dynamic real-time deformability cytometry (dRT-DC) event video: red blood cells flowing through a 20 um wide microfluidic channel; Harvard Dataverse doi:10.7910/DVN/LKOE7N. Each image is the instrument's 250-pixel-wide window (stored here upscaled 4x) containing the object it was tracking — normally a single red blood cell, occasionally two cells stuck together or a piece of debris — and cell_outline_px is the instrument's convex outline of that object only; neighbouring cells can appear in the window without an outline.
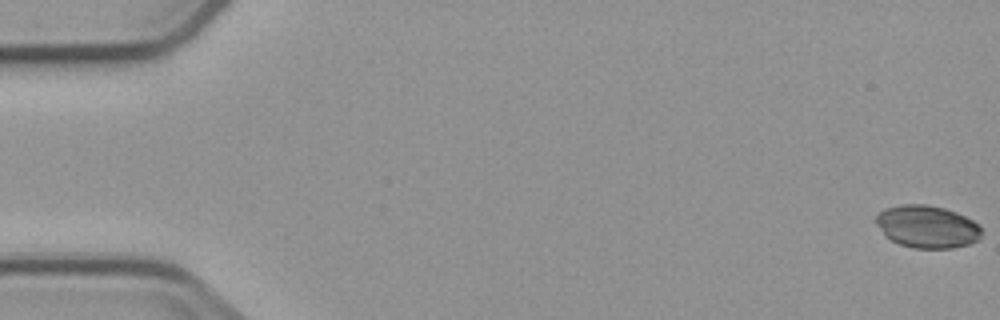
{"species": "common noctule bat (a hibernating species)", "species_latin": "Nyctalus noctula", "temperature_condition": "cold", "stored_images_in_passage": 5, "camera_frame_rate_fps": 3000, "um_per_image_px": 0.085, "animal": {"sex": "male", "body_mass_g": 23.1, "forearm_length_mm": 52.7}, "frame": {"image": 1, "passage_image": 1, "time_ms": 0.0, "image_size_px": [1000, 320], "cell_outline_px": [[980, 240], [968, 244], [952, 248], [912, 248], [900, 244], [884, 236], [876, 224], [876, 216], [884, 208], [900, 204], [928, 204], [944, 208], [956, 212], [980, 224]], "centroid_in_image_um": [78.79, 19.26], "position_along_channel_um": 6.2, "area_um2": 26.3}}
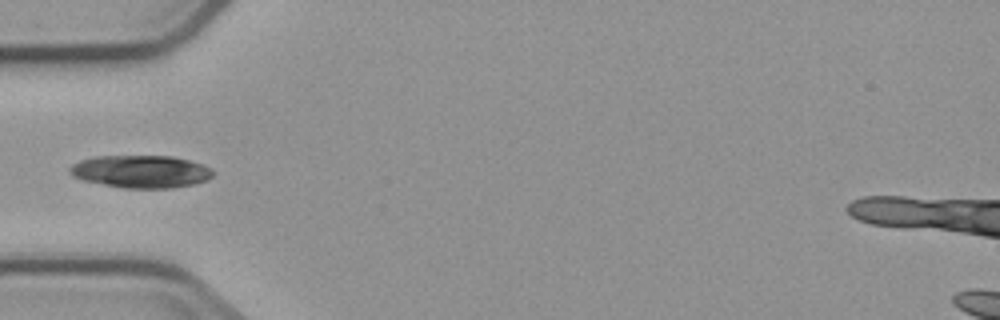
{"frame": {"image": 2, "passage_image": 5, "time_ms": 6.0, "image_size_px": [1000, 320], "cell_outline_px": [[216, 172], [208, 180], [192, 184], [172, 188], [124, 188], [84, 180], [72, 176], [68, 172], [68, 168], [72, 164], [80, 160], [96, 156], [172, 156], [204, 164], [212, 168]], "centroid_in_image_um": [12.0, 14.57], "position_along_channel_um": 73.0, "area_um2": 27.34}}